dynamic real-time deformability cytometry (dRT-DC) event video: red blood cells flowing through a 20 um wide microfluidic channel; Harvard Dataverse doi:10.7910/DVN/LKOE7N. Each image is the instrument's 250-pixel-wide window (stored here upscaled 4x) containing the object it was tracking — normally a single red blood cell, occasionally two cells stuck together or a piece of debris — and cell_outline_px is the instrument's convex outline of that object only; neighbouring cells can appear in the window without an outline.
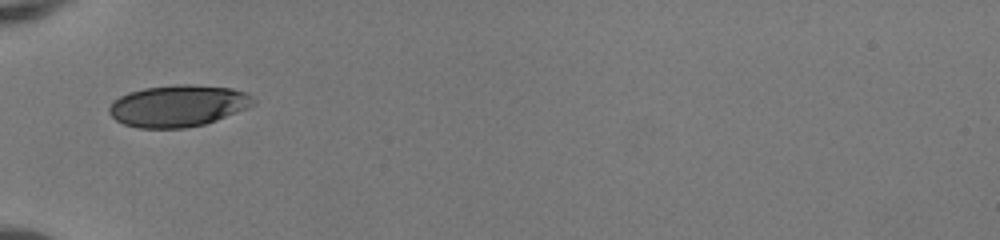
{"species": "human", "species_latin": "Homo sapiens", "temperature_condition": "room temperature", "stored_images_in_passage": 33, "camera_frame_rate_fps": 3000, "um_per_image_px": 0.085, "donor": {"sex": "female"}, "frame": {"image": 1, "passage_image": 1, "time_ms": 0.0, "image_size_px": [1000, 240], "cell_outline_px": [[256, 100], [248, 108], [216, 120], [204, 124], [184, 128], [136, 128], [124, 124], [116, 120], [108, 112], [108, 108], [112, 100], [128, 92], [144, 88], [176, 84], [192, 84], [232, 88], [248, 92]], "centroid_in_image_um": [15.13, 8.99], "position_along_channel_um": 69.9, "area_um2": 35.32}}
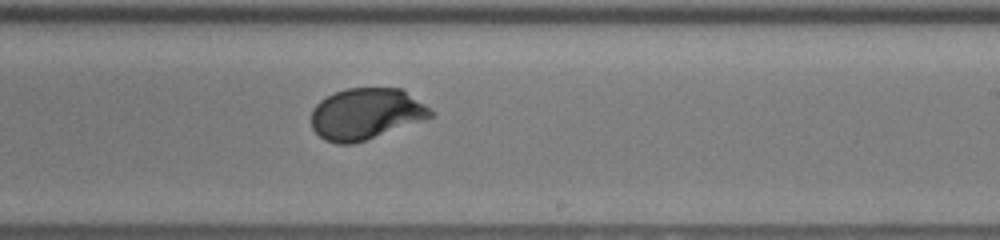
{"frame": {"image": 2, "passage_image": 15, "time_ms": 4.667, "image_size_px": [1000, 240], "cell_outline_px": [[436, 116], [352, 144], [336, 144], [324, 140], [312, 128], [312, 108], [320, 100], [336, 92], [348, 88], [404, 88], [436, 112]], "centroid_in_image_um": [31.15, 9.66], "position_along_channel_um": 257.9, "area_um2": 35.84}}
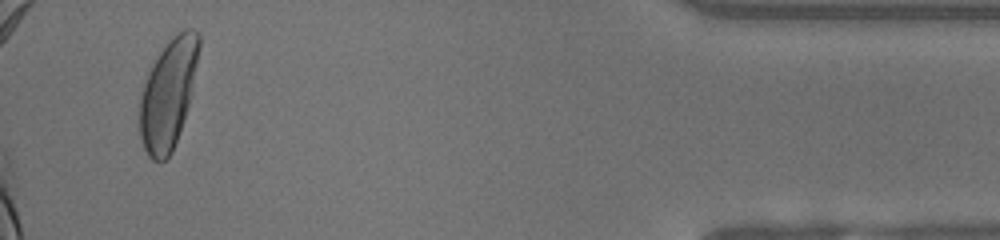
{"frame": {"image": 3, "passage_image": 31, "time_ms": 10.0, "image_size_px": [1000, 240], "cell_outline_px": [[200, 48], [192, 88], [184, 120], [172, 152], [160, 164], [152, 160], [148, 156], [144, 148], [140, 136], [140, 96], [148, 72], [152, 64], [160, 52], [172, 36], [184, 28], [192, 28], [200, 32]], "centroid_in_image_um": [14.31, 7.97], "position_along_channel_um": 420.9, "area_um2": 37.74}, "authors_computed_cell_mechanics": {"area_um2": 35.7782, "velocity_mm_per_s": 4.1035, "shape_relaxation_time_tau1_ms": 2.4052, "shape_relaxation_time_tau2_ms": null, "deformation_change_tau1": 0.1368, "deformation_change_tau2": null}}